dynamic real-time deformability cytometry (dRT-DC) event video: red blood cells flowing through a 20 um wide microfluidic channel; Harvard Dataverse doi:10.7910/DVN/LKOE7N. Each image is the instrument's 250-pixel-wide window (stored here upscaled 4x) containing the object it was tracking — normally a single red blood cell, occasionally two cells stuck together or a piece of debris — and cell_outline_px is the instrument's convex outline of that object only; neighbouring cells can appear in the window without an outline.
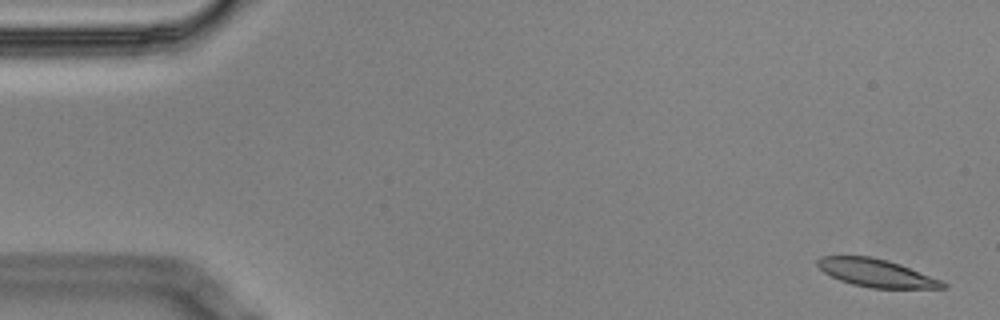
{"species": "Egyptian fruit bat (a non-hibernating species)", "species_latin": "Rousettus aegyptiacus", "temperature_condition": "cold", "stored_images_in_passage": 5, "camera_frame_rate_fps": 3000, "um_per_image_px": 0.085, "animal": {"sex": "male"}, "frame": {"image": 1, "passage_image": 1, "time_ms": 0.0, "image_size_px": [1000, 320], "cell_outline_px": [[948, 288], [872, 288], [852, 284], [840, 280], [824, 272], [816, 264], [816, 260], [820, 256], [872, 256], [888, 260], [900, 264], [940, 280], [948, 284]], "centroid_in_image_um": [74.47, 23.2], "position_along_channel_um": 10.5, "area_um2": 20.23}}
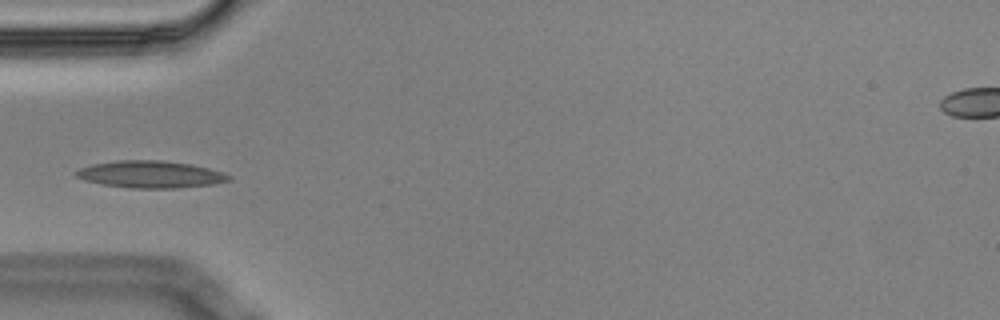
{"frame": {"image": 2, "passage_image": 5, "time_ms": 1.333, "image_size_px": [1000, 320], "cell_outline_px": [[232, 180], [212, 184], [176, 188], [132, 188], [104, 184], [84, 180], [76, 176], [72, 172], [80, 168], [92, 164], [116, 160], [160, 160], [192, 164], [208, 168], [232, 176]], "centroid_in_image_um": [12.77, 14.81], "position_along_channel_um": 72.2, "area_um2": 24.04}}